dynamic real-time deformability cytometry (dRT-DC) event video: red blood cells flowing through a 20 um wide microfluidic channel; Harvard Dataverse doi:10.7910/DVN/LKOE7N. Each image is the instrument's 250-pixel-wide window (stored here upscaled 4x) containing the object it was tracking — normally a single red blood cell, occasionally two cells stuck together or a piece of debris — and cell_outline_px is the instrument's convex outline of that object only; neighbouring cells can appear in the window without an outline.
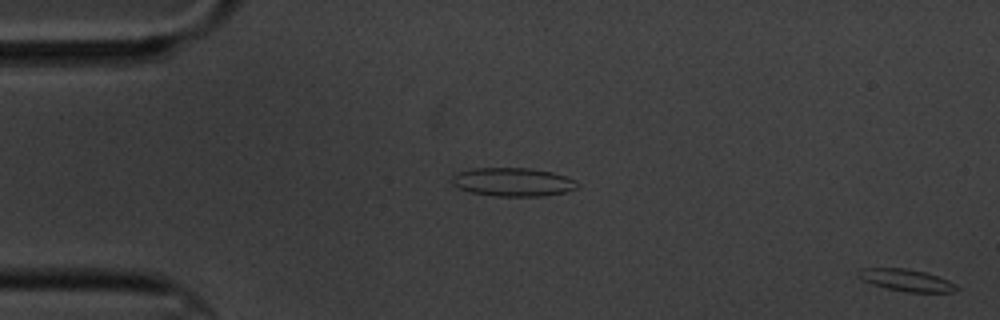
{"species": "common noctule bat (a hibernating species)", "species_latin": "Nyctalus noctula", "temperature_condition": "cold", "stored_images_in_passage": 4, "segment_of_instrument_passage": [2, 2], "camera_frame_rate_fps": 3000, "um_per_image_px": 0.085, "animal": {"sex": "male", "body_mass_g": 20.1, "forearm_length_mm": 53.5}, "frame": {"image": 1, "passage_image": 4, "time_ms": 3.333, "image_size_px": [1000, 320], "cell_outline_px": [[960, 288], [952, 292], [908, 292], [888, 288], [872, 284], [860, 280], [856, 272], [860, 268], [904, 268], [924, 272], [948, 280], [956, 284]], "centroid_in_image_um": [77.01, 23.81], "position_along_channel_um": 8.0, "area_um2": 12.54}}